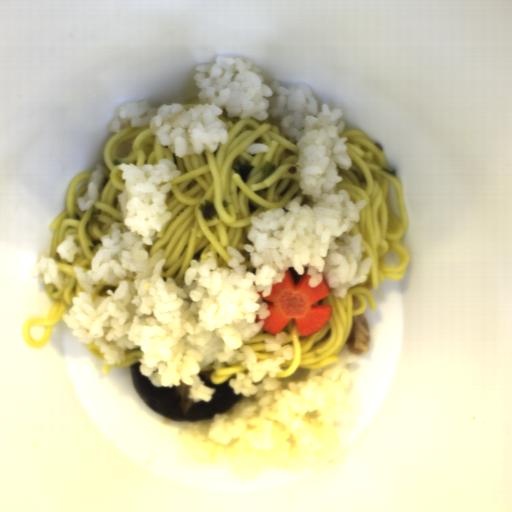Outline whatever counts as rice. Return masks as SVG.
<instances>
[{"instance_id":"8eca5e8b","label":"rice","mask_w":512,"mask_h":512,"mask_svg":"<svg viewBox=\"0 0 512 512\" xmlns=\"http://www.w3.org/2000/svg\"><path fill=\"white\" fill-rule=\"evenodd\" d=\"M103 180L104 168L102 164H98L90 175L86 192L75 199L76 206L80 211H87L91 209L99 196Z\"/></svg>"},{"instance_id":"652b925c","label":"rice","mask_w":512,"mask_h":512,"mask_svg":"<svg viewBox=\"0 0 512 512\" xmlns=\"http://www.w3.org/2000/svg\"><path fill=\"white\" fill-rule=\"evenodd\" d=\"M198 103L186 109L171 103L151 106L147 99L118 106L108 130L150 127L155 142L177 158L215 152L228 141L220 115L275 123L294 138L298 151L296 179L313 206L296 196L283 208H269L250 219L245 235L252 244L245 252L256 274L247 271L245 257L227 245V267L218 266L212 251L207 259H193L182 282L162 281L167 261L164 249L152 257L144 245L172 217L166 197L180 171L170 159L137 166L121 163L125 188L118 195L122 221L110 234L91 268L73 272L82 291L61 318L83 344L96 346L109 366L125 362L127 349L138 348L139 372L157 387H189V400L210 402L215 390L198 374L206 367L236 362L238 372L228 384L240 399L228 411L207 420L189 421L178 429L181 458L202 464L222 462L235 478L248 480L268 469L309 472L335 466L346 448L340 435L350 411L347 390L350 365L357 355L348 345L339 362L306 371L296 382L276 379L294 357L285 345L287 333L265 341L272 354L258 362L245 342L263 329L270 313L262 297L271 295L290 271L295 285L307 273L310 288L326 279L331 292L345 298L349 289L365 282L374 265L363 259L362 234L350 236L367 202L351 201L337 190L350 170L343 110L319 104L303 83H265L261 67L240 56L218 55L195 68ZM101 279L119 284L116 292L92 301Z\"/></svg>"},{"instance_id":"acb35da6","label":"rice","mask_w":512,"mask_h":512,"mask_svg":"<svg viewBox=\"0 0 512 512\" xmlns=\"http://www.w3.org/2000/svg\"><path fill=\"white\" fill-rule=\"evenodd\" d=\"M74 239L73 235H66L65 239L55 250L59 258L69 264L73 263L74 257L83 255L82 248L77 247Z\"/></svg>"},{"instance_id":"b023fe2a","label":"rice","mask_w":512,"mask_h":512,"mask_svg":"<svg viewBox=\"0 0 512 512\" xmlns=\"http://www.w3.org/2000/svg\"><path fill=\"white\" fill-rule=\"evenodd\" d=\"M247 153H251V154H263V153H268L269 151V146L267 144H260V143H252L251 145H249L246 150H245Z\"/></svg>"},{"instance_id":"023b6e5f","label":"rice","mask_w":512,"mask_h":512,"mask_svg":"<svg viewBox=\"0 0 512 512\" xmlns=\"http://www.w3.org/2000/svg\"><path fill=\"white\" fill-rule=\"evenodd\" d=\"M32 277L43 285H55L57 289L69 285L70 281L67 277H63L57 263L46 254H41L30 272Z\"/></svg>"}]
</instances>
